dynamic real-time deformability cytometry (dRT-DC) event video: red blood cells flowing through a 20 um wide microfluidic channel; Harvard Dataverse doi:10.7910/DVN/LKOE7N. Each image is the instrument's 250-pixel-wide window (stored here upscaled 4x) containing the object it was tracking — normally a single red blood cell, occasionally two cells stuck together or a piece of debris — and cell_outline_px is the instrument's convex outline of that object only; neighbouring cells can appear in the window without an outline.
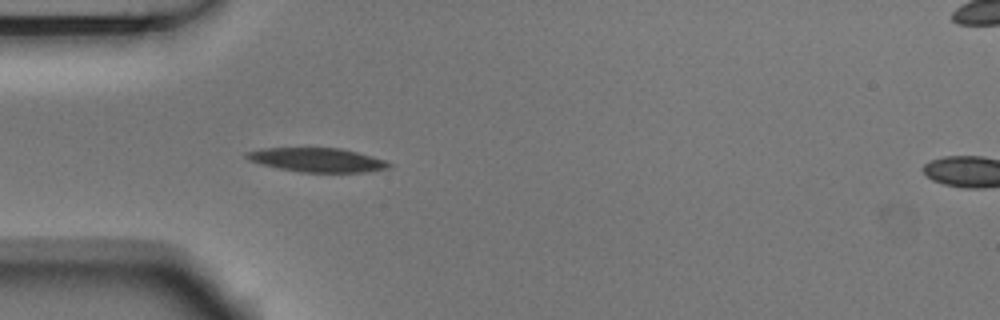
{"species": "Egyptian fruit bat (a non-hibernating species)", "species_latin": "Rousettus aegyptiacus", "temperature_condition": "room temperature", "stored_images_in_passage": 5, "segment_of_instrument_passage": [1, 2], "camera_frame_rate_fps": 3000, "um_per_image_px": 0.085, "animal": {"sex": "male"}, "frame": {"image": 1, "passage_image": 4, "time_ms": 1.0, "image_size_px": [1000, 320], "cell_outline_px": [[392, 164], [388, 168], [364, 172], [300, 172], [260, 164], [248, 160], [244, 156], [244, 152], [260, 148], [340, 148], [372, 156], [384, 160]], "centroid_in_image_um": [26.9, 13.59], "position_along_channel_um": 58.1, "area_um2": 19.88}}